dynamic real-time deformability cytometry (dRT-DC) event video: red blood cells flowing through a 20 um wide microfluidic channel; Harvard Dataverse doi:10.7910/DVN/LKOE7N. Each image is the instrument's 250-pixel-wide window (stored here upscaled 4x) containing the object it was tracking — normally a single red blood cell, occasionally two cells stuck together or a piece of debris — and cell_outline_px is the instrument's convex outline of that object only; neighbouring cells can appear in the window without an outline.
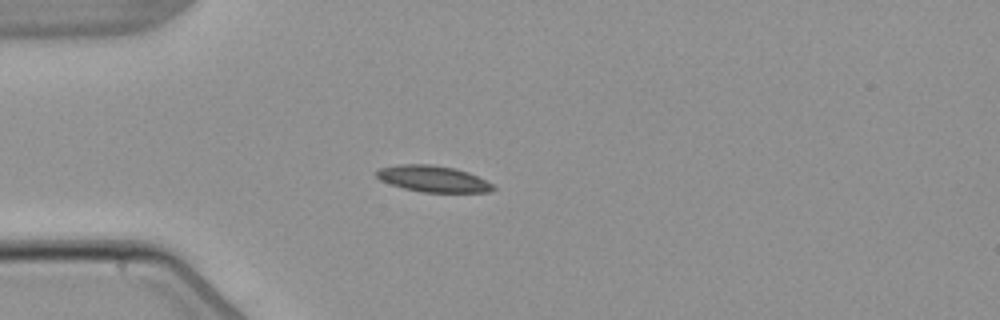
{"species": "common noctule bat (a hibernating species)", "species_latin": "Nyctalus noctula", "temperature_condition": "warm", "stored_images_in_passage": 4, "camera_frame_rate_fps": 3000, "um_per_image_px": 0.085, "animal": {"sex": "male", "body_mass_g": 21.5, "forearm_length_mm": 52.0}, "frame": {"image": 1, "passage_image": 4, "time_ms": 4.0, "image_size_px": [1000, 320], "cell_outline_px": [[496, 188], [492, 192], [420, 192], [404, 188], [380, 180], [376, 176], [376, 172], [380, 168], [400, 164], [432, 164], [456, 168], [468, 172], [492, 184]], "centroid_in_image_um": [36.81, 15.19], "position_along_channel_um": 48.2, "area_um2": 17.8}}